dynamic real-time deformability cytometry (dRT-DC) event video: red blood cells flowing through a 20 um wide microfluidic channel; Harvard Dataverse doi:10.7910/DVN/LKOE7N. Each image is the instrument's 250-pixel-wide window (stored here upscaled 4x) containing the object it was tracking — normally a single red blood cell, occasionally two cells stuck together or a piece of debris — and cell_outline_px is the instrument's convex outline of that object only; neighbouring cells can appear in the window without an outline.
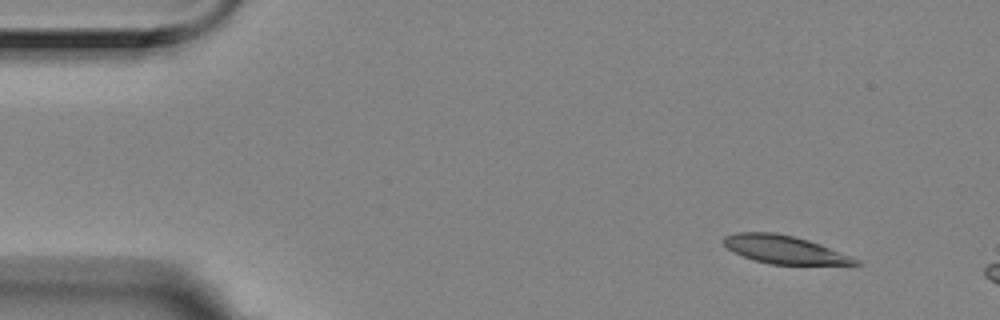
{"species": "Egyptian fruit bat (a non-hibernating species)", "species_latin": "Rousettus aegyptiacus", "temperature_condition": "room temperature", "stored_images_in_passage": 4, "camera_frame_rate_fps": 3000, "um_per_image_px": 0.085, "animal": {"sex": "female"}, "frame": {"image": 1, "passage_image": 1, "time_ms": 0.0, "image_size_px": [1000, 320], "cell_outline_px": [[864, 264], [772, 264], [752, 260], [728, 248], [720, 240], [724, 236], [736, 232], [776, 232], [808, 240], [820, 244], [852, 256], [860, 260]], "centroid_in_image_um": [66.66, 21.2], "position_along_channel_um": 18.3, "area_um2": 21.44}}